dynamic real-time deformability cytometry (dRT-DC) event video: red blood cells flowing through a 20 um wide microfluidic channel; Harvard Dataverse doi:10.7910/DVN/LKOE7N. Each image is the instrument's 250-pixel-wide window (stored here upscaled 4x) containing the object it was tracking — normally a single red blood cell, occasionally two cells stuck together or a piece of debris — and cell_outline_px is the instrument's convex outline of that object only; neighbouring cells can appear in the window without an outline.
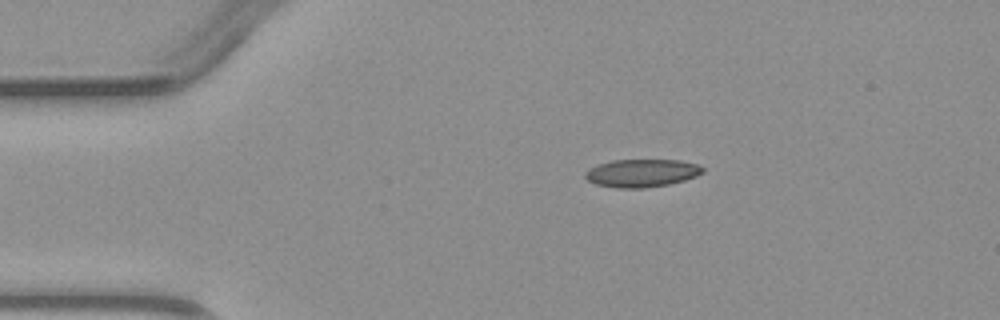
{"species": "common noctule bat (a hibernating species)", "species_latin": "Nyctalus noctula", "temperature_condition": "warm", "stored_images_in_passage": 5, "camera_frame_rate_fps": 3000, "um_per_image_px": 0.085, "animal": {"sex": "male", "body_mass_g": 23.1, "forearm_length_mm": 52.7}, "frame": {"image": 1, "passage_image": 5, "time_ms": 6.0, "image_size_px": [1000, 320], "cell_outline_px": [[704, 172], [696, 176], [684, 180], [668, 184], [644, 188], [616, 188], [596, 184], [588, 180], [584, 176], [584, 172], [588, 168], [596, 164], [612, 160], [680, 160], [696, 164], [704, 168]], "centroid_in_image_um": [54.51, 14.7], "position_along_channel_um": 30.5, "area_um2": 19.19}}